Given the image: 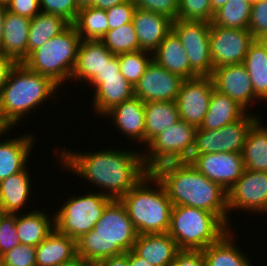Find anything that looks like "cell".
<instances>
[{"mask_svg":"<svg viewBox=\"0 0 267 266\" xmlns=\"http://www.w3.org/2000/svg\"><path fill=\"white\" fill-rule=\"evenodd\" d=\"M73 25L81 40H100L108 32L105 10L92 6L81 8Z\"/></svg>","mask_w":267,"mask_h":266,"instance_id":"obj_35","label":"cell"},{"mask_svg":"<svg viewBox=\"0 0 267 266\" xmlns=\"http://www.w3.org/2000/svg\"><path fill=\"white\" fill-rule=\"evenodd\" d=\"M78 7L84 8V7H89L93 4L94 0H76Z\"/></svg>","mask_w":267,"mask_h":266,"instance_id":"obj_55","label":"cell"},{"mask_svg":"<svg viewBox=\"0 0 267 266\" xmlns=\"http://www.w3.org/2000/svg\"><path fill=\"white\" fill-rule=\"evenodd\" d=\"M150 172L163 185L173 205L214 213L229 228L227 191L200 173L190 162H167Z\"/></svg>","mask_w":267,"mask_h":266,"instance_id":"obj_2","label":"cell"},{"mask_svg":"<svg viewBox=\"0 0 267 266\" xmlns=\"http://www.w3.org/2000/svg\"><path fill=\"white\" fill-rule=\"evenodd\" d=\"M70 23L61 16L40 12L31 19L27 41L28 55L65 30Z\"/></svg>","mask_w":267,"mask_h":266,"instance_id":"obj_34","label":"cell"},{"mask_svg":"<svg viewBox=\"0 0 267 266\" xmlns=\"http://www.w3.org/2000/svg\"><path fill=\"white\" fill-rule=\"evenodd\" d=\"M209 38L213 69L243 63L250 45L255 41L248 29L225 28L212 23Z\"/></svg>","mask_w":267,"mask_h":266,"instance_id":"obj_14","label":"cell"},{"mask_svg":"<svg viewBox=\"0 0 267 266\" xmlns=\"http://www.w3.org/2000/svg\"><path fill=\"white\" fill-rule=\"evenodd\" d=\"M31 19L6 10L0 53L22 63L27 58V41Z\"/></svg>","mask_w":267,"mask_h":266,"instance_id":"obj_27","label":"cell"},{"mask_svg":"<svg viewBox=\"0 0 267 266\" xmlns=\"http://www.w3.org/2000/svg\"><path fill=\"white\" fill-rule=\"evenodd\" d=\"M100 41L115 55L141 50L133 22L109 30Z\"/></svg>","mask_w":267,"mask_h":266,"instance_id":"obj_37","label":"cell"},{"mask_svg":"<svg viewBox=\"0 0 267 266\" xmlns=\"http://www.w3.org/2000/svg\"><path fill=\"white\" fill-rule=\"evenodd\" d=\"M120 201L138 235L168 232L173 204L163 185L151 172Z\"/></svg>","mask_w":267,"mask_h":266,"instance_id":"obj_5","label":"cell"},{"mask_svg":"<svg viewBox=\"0 0 267 266\" xmlns=\"http://www.w3.org/2000/svg\"><path fill=\"white\" fill-rule=\"evenodd\" d=\"M248 30L255 40H267V0L252 4Z\"/></svg>","mask_w":267,"mask_h":266,"instance_id":"obj_43","label":"cell"},{"mask_svg":"<svg viewBox=\"0 0 267 266\" xmlns=\"http://www.w3.org/2000/svg\"><path fill=\"white\" fill-rule=\"evenodd\" d=\"M153 60L169 72L175 73L183 79H192L199 76L190 67L186 50L173 30L166 35L153 52Z\"/></svg>","mask_w":267,"mask_h":266,"instance_id":"obj_25","label":"cell"},{"mask_svg":"<svg viewBox=\"0 0 267 266\" xmlns=\"http://www.w3.org/2000/svg\"><path fill=\"white\" fill-rule=\"evenodd\" d=\"M129 266H153L145 259L136 255L132 250L129 251Z\"/></svg>","mask_w":267,"mask_h":266,"instance_id":"obj_51","label":"cell"},{"mask_svg":"<svg viewBox=\"0 0 267 266\" xmlns=\"http://www.w3.org/2000/svg\"><path fill=\"white\" fill-rule=\"evenodd\" d=\"M132 22L140 49L153 53L172 30L173 21L164 15L136 8Z\"/></svg>","mask_w":267,"mask_h":266,"instance_id":"obj_22","label":"cell"},{"mask_svg":"<svg viewBox=\"0 0 267 266\" xmlns=\"http://www.w3.org/2000/svg\"><path fill=\"white\" fill-rule=\"evenodd\" d=\"M136 150H123L119 145V148L110 146L94 152H81L67 150L64 146L52 152H55L58 167L78 175L84 179L83 183L86 180L100 189L97 192L114 200L121 199L149 173L143 163L142 150Z\"/></svg>","mask_w":267,"mask_h":266,"instance_id":"obj_1","label":"cell"},{"mask_svg":"<svg viewBox=\"0 0 267 266\" xmlns=\"http://www.w3.org/2000/svg\"><path fill=\"white\" fill-rule=\"evenodd\" d=\"M35 208L16 214L17 236L21 244L33 247L38 246L55 229V215L47 214L46 207Z\"/></svg>","mask_w":267,"mask_h":266,"instance_id":"obj_26","label":"cell"},{"mask_svg":"<svg viewBox=\"0 0 267 266\" xmlns=\"http://www.w3.org/2000/svg\"><path fill=\"white\" fill-rule=\"evenodd\" d=\"M251 4L247 0H228L214 12L212 24L235 29H248Z\"/></svg>","mask_w":267,"mask_h":266,"instance_id":"obj_36","label":"cell"},{"mask_svg":"<svg viewBox=\"0 0 267 266\" xmlns=\"http://www.w3.org/2000/svg\"><path fill=\"white\" fill-rule=\"evenodd\" d=\"M170 266H206L202 250L180 249Z\"/></svg>","mask_w":267,"mask_h":266,"instance_id":"obj_47","label":"cell"},{"mask_svg":"<svg viewBox=\"0 0 267 266\" xmlns=\"http://www.w3.org/2000/svg\"><path fill=\"white\" fill-rule=\"evenodd\" d=\"M6 9L11 13L29 19L34 18L41 12L39 0H11Z\"/></svg>","mask_w":267,"mask_h":266,"instance_id":"obj_46","label":"cell"},{"mask_svg":"<svg viewBox=\"0 0 267 266\" xmlns=\"http://www.w3.org/2000/svg\"><path fill=\"white\" fill-rule=\"evenodd\" d=\"M210 0H179L177 19L212 22Z\"/></svg>","mask_w":267,"mask_h":266,"instance_id":"obj_39","label":"cell"},{"mask_svg":"<svg viewBox=\"0 0 267 266\" xmlns=\"http://www.w3.org/2000/svg\"><path fill=\"white\" fill-rule=\"evenodd\" d=\"M6 6L0 5V49L4 32V19L6 15Z\"/></svg>","mask_w":267,"mask_h":266,"instance_id":"obj_53","label":"cell"},{"mask_svg":"<svg viewBox=\"0 0 267 266\" xmlns=\"http://www.w3.org/2000/svg\"><path fill=\"white\" fill-rule=\"evenodd\" d=\"M248 112L241 119L217 130L197 128L191 162L197 155L217 152L241 153L251 126L262 116Z\"/></svg>","mask_w":267,"mask_h":266,"instance_id":"obj_10","label":"cell"},{"mask_svg":"<svg viewBox=\"0 0 267 266\" xmlns=\"http://www.w3.org/2000/svg\"><path fill=\"white\" fill-rule=\"evenodd\" d=\"M138 234L120 199L111 200L94 228L76 240L77 255L94 266L132 250Z\"/></svg>","mask_w":267,"mask_h":266,"instance_id":"obj_4","label":"cell"},{"mask_svg":"<svg viewBox=\"0 0 267 266\" xmlns=\"http://www.w3.org/2000/svg\"><path fill=\"white\" fill-rule=\"evenodd\" d=\"M17 65V62L2 53H0V92L2 87L8 81L11 70Z\"/></svg>","mask_w":267,"mask_h":266,"instance_id":"obj_48","label":"cell"},{"mask_svg":"<svg viewBox=\"0 0 267 266\" xmlns=\"http://www.w3.org/2000/svg\"><path fill=\"white\" fill-rule=\"evenodd\" d=\"M111 200L95 190L91 192V189L82 195L72 194L58 210L55 209V228L77 240L94 228Z\"/></svg>","mask_w":267,"mask_h":266,"instance_id":"obj_8","label":"cell"},{"mask_svg":"<svg viewBox=\"0 0 267 266\" xmlns=\"http://www.w3.org/2000/svg\"><path fill=\"white\" fill-rule=\"evenodd\" d=\"M120 73L134 87L153 59V53L138 50L118 55Z\"/></svg>","mask_w":267,"mask_h":266,"instance_id":"obj_38","label":"cell"},{"mask_svg":"<svg viewBox=\"0 0 267 266\" xmlns=\"http://www.w3.org/2000/svg\"><path fill=\"white\" fill-rule=\"evenodd\" d=\"M29 167L0 181V207L3 213L18 214L26 208L33 196V179ZM31 177V178H30ZM32 187V188H31ZM26 206V207H25Z\"/></svg>","mask_w":267,"mask_h":266,"instance_id":"obj_23","label":"cell"},{"mask_svg":"<svg viewBox=\"0 0 267 266\" xmlns=\"http://www.w3.org/2000/svg\"><path fill=\"white\" fill-rule=\"evenodd\" d=\"M41 12L58 15L73 24L80 10L76 0H39Z\"/></svg>","mask_w":267,"mask_h":266,"instance_id":"obj_42","label":"cell"},{"mask_svg":"<svg viewBox=\"0 0 267 266\" xmlns=\"http://www.w3.org/2000/svg\"><path fill=\"white\" fill-rule=\"evenodd\" d=\"M57 266H92V265L77 255L72 260L61 263Z\"/></svg>","mask_w":267,"mask_h":266,"instance_id":"obj_52","label":"cell"},{"mask_svg":"<svg viewBox=\"0 0 267 266\" xmlns=\"http://www.w3.org/2000/svg\"><path fill=\"white\" fill-rule=\"evenodd\" d=\"M3 214V212H2V209H1V207H0V216Z\"/></svg>","mask_w":267,"mask_h":266,"instance_id":"obj_58","label":"cell"},{"mask_svg":"<svg viewBox=\"0 0 267 266\" xmlns=\"http://www.w3.org/2000/svg\"><path fill=\"white\" fill-rule=\"evenodd\" d=\"M262 121L259 118L247 134L241 152L244 169L267 172V126Z\"/></svg>","mask_w":267,"mask_h":266,"instance_id":"obj_31","label":"cell"},{"mask_svg":"<svg viewBox=\"0 0 267 266\" xmlns=\"http://www.w3.org/2000/svg\"><path fill=\"white\" fill-rule=\"evenodd\" d=\"M114 56L100 40H81L71 82L79 81L82 87L85 83L89 86Z\"/></svg>","mask_w":267,"mask_h":266,"instance_id":"obj_21","label":"cell"},{"mask_svg":"<svg viewBox=\"0 0 267 266\" xmlns=\"http://www.w3.org/2000/svg\"><path fill=\"white\" fill-rule=\"evenodd\" d=\"M92 85L93 114L99 118L114 106L134 97V87L120 73L118 55L89 84Z\"/></svg>","mask_w":267,"mask_h":266,"instance_id":"obj_11","label":"cell"},{"mask_svg":"<svg viewBox=\"0 0 267 266\" xmlns=\"http://www.w3.org/2000/svg\"><path fill=\"white\" fill-rule=\"evenodd\" d=\"M248 112L226 94L213 89L208 111L200 129L217 130L244 117Z\"/></svg>","mask_w":267,"mask_h":266,"instance_id":"obj_30","label":"cell"},{"mask_svg":"<svg viewBox=\"0 0 267 266\" xmlns=\"http://www.w3.org/2000/svg\"><path fill=\"white\" fill-rule=\"evenodd\" d=\"M209 180L228 191L242 176L244 164L241 153L217 152L197 155L190 162Z\"/></svg>","mask_w":267,"mask_h":266,"instance_id":"obj_18","label":"cell"},{"mask_svg":"<svg viewBox=\"0 0 267 266\" xmlns=\"http://www.w3.org/2000/svg\"><path fill=\"white\" fill-rule=\"evenodd\" d=\"M243 65L250 76L255 96L267 102V40H255L250 45Z\"/></svg>","mask_w":267,"mask_h":266,"instance_id":"obj_32","label":"cell"},{"mask_svg":"<svg viewBox=\"0 0 267 266\" xmlns=\"http://www.w3.org/2000/svg\"><path fill=\"white\" fill-rule=\"evenodd\" d=\"M21 244L17 236L16 214L3 213L0 216V257Z\"/></svg>","mask_w":267,"mask_h":266,"instance_id":"obj_41","label":"cell"},{"mask_svg":"<svg viewBox=\"0 0 267 266\" xmlns=\"http://www.w3.org/2000/svg\"><path fill=\"white\" fill-rule=\"evenodd\" d=\"M11 0H0V5L7 6Z\"/></svg>","mask_w":267,"mask_h":266,"instance_id":"obj_56","label":"cell"},{"mask_svg":"<svg viewBox=\"0 0 267 266\" xmlns=\"http://www.w3.org/2000/svg\"><path fill=\"white\" fill-rule=\"evenodd\" d=\"M211 78L214 89L226 94L247 112L254 102H260L255 96L250 76L243 63L229 64L213 69ZM255 100V101H254Z\"/></svg>","mask_w":267,"mask_h":266,"instance_id":"obj_17","label":"cell"},{"mask_svg":"<svg viewBox=\"0 0 267 266\" xmlns=\"http://www.w3.org/2000/svg\"><path fill=\"white\" fill-rule=\"evenodd\" d=\"M58 89L61 90L49 77L17 63L0 92V128L18 127L22 119L50 102L49 99H58Z\"/></svg>","mask_w":267,"mask_h":266,"instance_id":"obj_3","label":"cell"},{"mask_svg":"<svg viewBox=\"0 0 267 266\" xmlns=\"http://www.w3.org/2000/svg\"><path fill=\"white\" fill-rule=\"evenodd\" d=\"M94 266H129V251L103 259Z\"/></svg>","mask_w":267,"mask_h":266,"instance_id":"obj_49","label":"cell"},{"mask_svg":"<svg viewBox=\"0 0 267 266\" xmlns=\"http://www.w3.org/2000/svg\"><path fill=\"white\" fill-rule=\"evenodd\" d=\"M125 1L127 0H94L91 6L98 9L107 10Z\"/></svg>","mask_w":267,"mask_h":266,"instance_id":"obj_50","label":"cell"},{"mask_svg":"<svg viewBox=\"0 0 267 266\" xmlns=\"http://www.w3.org/2000/svg\"><path fill=\"white\" fill-rule=\"evenodd\" d=\"M251 5L258 2L259 0H247Z\"/></svg>","mask_w":267,"mask_h":266,"instance_id":"obj_57","label":"cell"},{"mask_svg":"<svg viewBox=\"0 0 267 266\" xmlns=\"http://www.w3.org/2000/svg\"><path fill=\"white\" fill-rule=\"evenodd\" d=\"M227 205L229 229L232 228V211L267 216V172L244 169L242 176L227 191Z\"/></svg>","mask_w":267,"mask_h":266,"instance_id":"obj_12","label":"cell"},{"mask_svg":"<svg viewBox=\"0 0 267 266\" xmlns=\"http://www.w3.org/2000/svg\"><path fill=\"white\" fill-rule=\"evenodd\" d=\"M2 266H36V247L19 244L0 257Z\"/></svg>","mask_w":267,"mask_h":266,"instance_id":"obj_40","label":"cell"},{"mask_svg":"<svg viewBox=\"0 0 267 266\" xmlns=\"http://www.w3.org/2000/svg\"><path fill=\"white\" fill-rule=\"evenodd\" d=\"M230 229L217 242L212 243L205 249L203 254L206 266H254L251 256L239 248L235 240L234 232Z\"/></svg>","mask_w":267,"mask_h":266,"instance_id":"obj_29","label":"cell"},{"mask_svg":"<svg viewBox=\"0 0 267 266\" xmlns=\"http://www.w3.org/2000/svg\"><path fill=\"white\" fill-rule=\"evenodd\" d=\"M213 89L211 76L184 79L176 99L180 119L200 128L208 111Z\"/></svg>","mask_w":267,"mask_h":266,"instance_id":"obj_15","label":"cell"},{"mask_svg":"<svg viewBox=\"0 0 267 266\" xmlns=\"http://www.w3.org/2000/svg\"><path fill=\"white\" fill-rule=\"evenodd\" d=\"M102 117H108L107 120L113 123L119 135H126L130 142H138L137 146L141 143L142 148L145 147V102L133 97L114 106Z\"/></svg>","mask_w":267,"mask_h":266,"instance_id":"obj_20","label":"cell"},{"mask_svg":"<svg viewBox=\"0 0 267 266\" xmlns=\"http://www.w3.org/2000/svg\"><path fill=\"white\" fill-rule=\"evenodd\" d=\"M76 256V240L56 228L36 246V266H57Z\"/></svg>","mask_w":267,"mask_h":266,"instance_id":"obj_28","label":"cell"},{"mask_svg":"<svg viewBox=\"0 0 267 266\" xmlns=\"http://www.w3.org/2000/svg\"><path fill=\"white\" fill-rule=\"evenodd\" d=\"M197 128L183 120L165 129L142 149L143 163L150 172L167 162L189 161Z\"/></svg>","mask_w":267,"mask_h":266,"instance_id":"obj_9","label":"cell"},{"mask_svg":"<svg viewBox=\"0 0 267 266\" xmlns=\"http://www.w3.org/2000/svg\"><path fill=\"white\" fill-rule=\"evenodd\" d=\"M183 80L152 59L134 86V97L143 102L176 101Z\"/></svg>","mask_w":267,"mask_h":266,"instance_id":"obj_16","label":"cell"},{"mask_svg":"<svg viewBox=\"0 0 267 266\" xmlns=\"http://www.w3.org/2000/svg\"><path fill=\"white\" fill-rule=\"evenodd\" d=\"M11 130L12 128H0V139L7 137ZM18 136L10 139L7 137V140L0 141V181L23 171L28 166L29 159L31 160L30 154L34 150L33 144L37 141V135L32 131Z\"/></svg>","mask_w":267,"mask_h":266,"instance_id":"obj_19","label":"cell"},{"mask_svg":"<svg viewBox=\"0 0 267 266\" xmlns=\"http://www.w3.org/2000/svg\"><path fill=\"white\" fill-rule=\"evenodd\" d=\"M179 120L176 101L145 102V146Z\"/></svg>","mask_w":267,"mask_h":266,"instance_id":"obj_33","label":"cell"},{"mask_svg":"<svg viewBox=\"0 0 267 266\" xmlns=\"http://www.w3.org/2000/svg\"><path fill=\"white\" fill-rule=\"evenodd\" d=\"M136 8L133 0H127L105 10L108 18V31L132 22Z\"/></svg>","mask_w":267,"mask_h":266,"instance_id":"obj_44","label":"cell"},{"mask_svg":"<svg viewBox=\"0 0 267 266\" xmlns=\"http://www.w3.org/2000/svg\"><path fill=\"white\" fill-rule=\"evenodd\" d=\"M227 1L228 0H210L212 11L215 12L217 9L225 5Z\"/></svg>","mask_w":267,"mask_h":266,"instance_id":"obj_54","label":"cell"},{"mask_svg":"<svg viewBox=\"0 0 267 266\" xmlns=\"http://www.w3.org/2000/svg\"><path fill=\"white\" fill-rule=\"evenodd\" d=\"M211 22L176 19L172 30L186 50L190 67L199 76H211L213 62L210 56L209 29Z\"/></svg>","mask_w":267,"mask_h":266,"instance_id":"obj_13","label":"cell"},{"mask_svg":"<svg viewBox=\"0 0 267 266\" xmlns=\"http://www.w3.org/2000/svg\"><path fill=\"white\" fill-rule=\"evenodd\" d=\"M80 42L81 37L75 26L70 24L61 33L32 51L22 63L31 71L49 77L61 88L66 85V81L71 82Z\"/></svg>","mask_w":267,"mask_h":266,"instance_id":"obj_6","label":"cell"},{"mask_svg":"<svg viewBox=\"0 0 267 266\" xmlns=\"http://www.w3.org/2000/svg\"><path fill=\"white\" fill-rule=\"evenodd\" d=\"M180 249L168 233L138 235L132 251L153 266H170Z\"/></svg>","mask_w":267,"mask_h":266,"instance_id":"obj_24","label":"cell"},{"mask_svg":"<svg viewBox=\"0 0 267 266\" xmlns=\"http://www.w3.org/2000/svg\"><path fill=\"white\" fill-rule=\"evenodd\" d=\"M137 8L164 15L175 21L178 14L179 0H133Z\"/></svg>","mask_w":267,"mask_h":266,"instance_id":"obj_45","label":"cell"},{"mask_svg":"<svg viewBox=\"0 0 267 266\" xmlns=\"http://www.w3.org/2000/svg\"><path fill=\"white\" fill-rule=\"evenodd\" d=\"M229 230L214 213L173 205L167 233L173 237L179 249L203 250Z\"/></svg>","mask_w":267,"mask_h":266,"instance_id":"obj_7","label":"cell"}]
</instances>
